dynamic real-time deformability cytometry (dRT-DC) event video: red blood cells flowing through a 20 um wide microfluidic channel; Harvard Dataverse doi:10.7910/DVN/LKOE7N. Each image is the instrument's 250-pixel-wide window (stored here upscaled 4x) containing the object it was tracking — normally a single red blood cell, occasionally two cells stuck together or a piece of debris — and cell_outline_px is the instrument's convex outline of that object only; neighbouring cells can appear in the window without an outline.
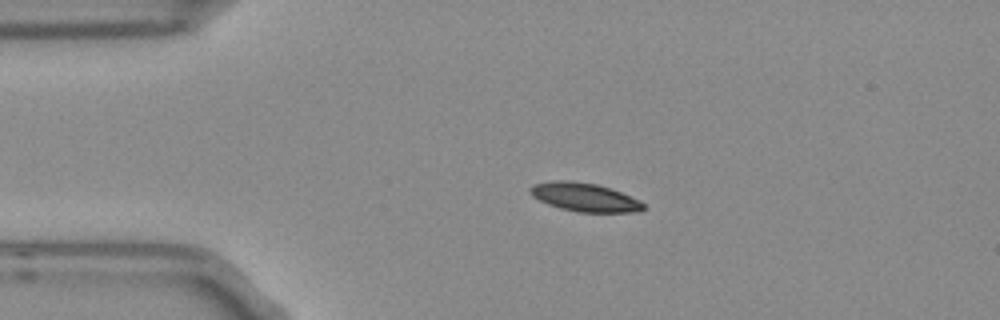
{"species": "Egyptian fruit bat (a non-hibernating species)", "species_latin": "Rousettus aegyptiacus", "temperature_condition": "room temperature", "stored_images_in_passage": 2, "camera_frame_rate_fps": 3000, "um_per_image_px": 0.085, "frame": {"image": 1, "passage_image": 1, "time_ms": 0.0, "image_size_px": [1000, 320], "cell_outline_px": [[644, 208], [640, 212], [580, 212], [560, 208], [548, 204], [532, 196], [528, 188], [532, 184], [552, 180], [568, 180], [596, 184], [612, 188], [640, 200], [644, 204]], "centroid_in_image_um": [49.69, 16.75], "position_along_channel_um": 35.3, "area_um2": 18.96}}